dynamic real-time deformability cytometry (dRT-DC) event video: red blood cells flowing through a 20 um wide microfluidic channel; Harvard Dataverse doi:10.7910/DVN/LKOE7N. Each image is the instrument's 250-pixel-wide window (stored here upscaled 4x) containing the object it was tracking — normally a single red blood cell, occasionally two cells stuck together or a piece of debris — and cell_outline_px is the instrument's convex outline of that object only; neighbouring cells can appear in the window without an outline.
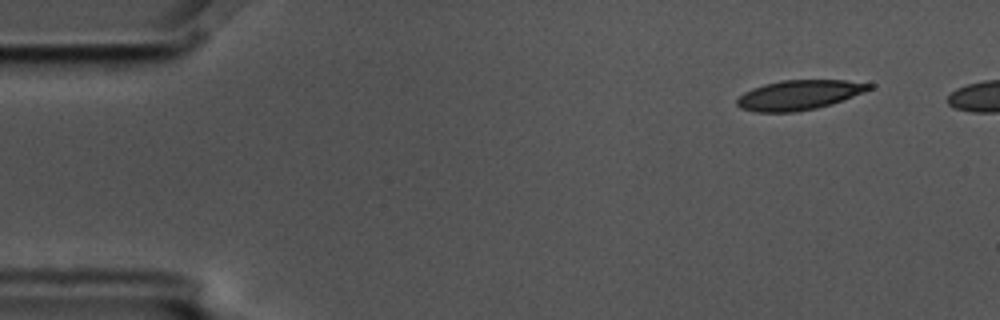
{"species": "common noctule bat (a hibernating species)", "species_latin": "Nyctalus noctula", "temperature_condition": "cold", "stored_images_in_passage": 5, "camera_frame_rate_fps": 3000, "um_per_image_px": 0.085, "animal": {"sex": "male", "body_mass_g": 17.5, "forearm_length_mm": 52.3}, "frame": {"image": 1, "passage_image": 1, "time_ms": 0.0, "image_size_px": [1000, 320], "cell_outline_px": [[876, 84], [872, 88], [864, 92], [832, 104], [816, 108], [796, 112], [756, 112], [740, 108], [736, 104], [736, 100], [744, 92], [752, 88], [764, 84], [784, 80], [844, 80]], "centroid_in_image_um": [67.92, 8.07], "position_along_channel_um": 17.1, "area_um2": 22.95}}